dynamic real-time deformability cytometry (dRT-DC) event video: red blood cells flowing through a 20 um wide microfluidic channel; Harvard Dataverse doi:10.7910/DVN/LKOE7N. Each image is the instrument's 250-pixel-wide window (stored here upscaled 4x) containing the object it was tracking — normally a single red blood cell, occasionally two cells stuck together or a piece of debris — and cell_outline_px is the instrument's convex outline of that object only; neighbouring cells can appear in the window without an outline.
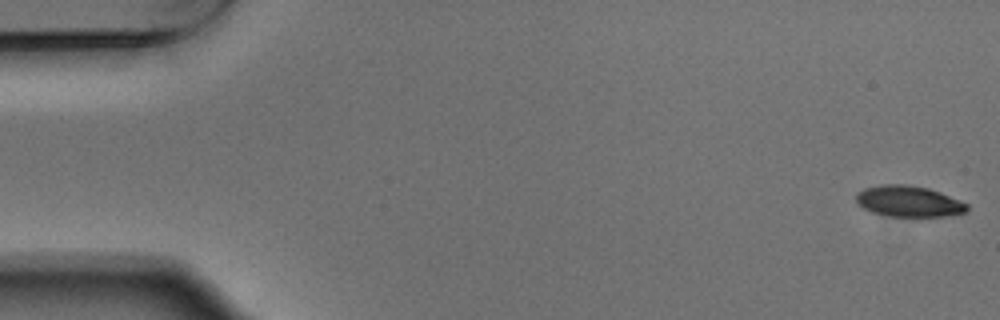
{"species": "Egyptian fruit bat (a non-hibernating species)", "species_latin": "Rousettus aegyptiacus", "temperature_condition": "warm", "stored_images_in_passage": 5, "camera_frame_rate_fps": 3000, "um_per_image_px": 0.085, "animal": {"sex": "male"}, "frame": {"image": 1, "passage_image": 1, "time_ms": 0.0, "image_size_px": [1000, 320], "cell_outline_px": [[968, 212], [948, 216], [916, 220], [888, 216], [872, 212], [864, 208], [856, 200], [856, 192], [864, 188], [880, 184], [904, 184], [928, 188], [940, 192], [960, 200], [968, 204]], "centroid_in_image_um": [77.28, 17.16], "position_along_channel_um": 7.7, "area_um2": 20.98}}
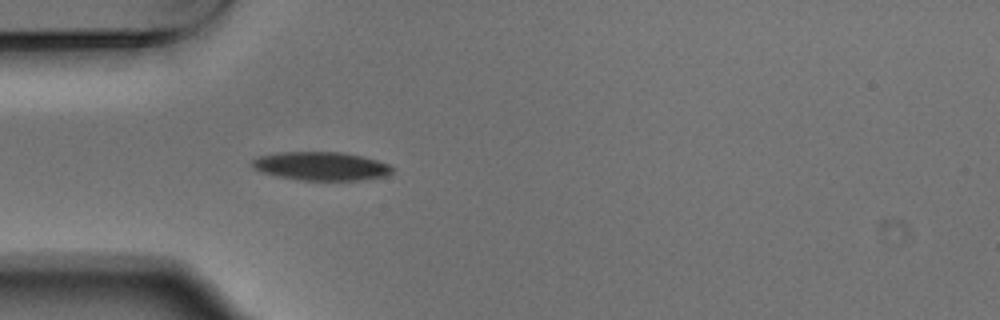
{"frame": {"image": 2, "passage_image": 5, "time_ms": 1.333, "image_size_px": [1000, 320], "cell_outline_px": [[392, 172], [384, 176], [356, 180], [300, 180], [276, 176], [260, 172], [252, 168], [252, 160], [260, 156], [276, 152], [340, 152], [360, 156], [376, 160], [388, 164], [392, 168]], "centroid_in_image_um": [27.22, 14.12], "position_along_channel_um": 57.8, "area_um2": 23.12}}